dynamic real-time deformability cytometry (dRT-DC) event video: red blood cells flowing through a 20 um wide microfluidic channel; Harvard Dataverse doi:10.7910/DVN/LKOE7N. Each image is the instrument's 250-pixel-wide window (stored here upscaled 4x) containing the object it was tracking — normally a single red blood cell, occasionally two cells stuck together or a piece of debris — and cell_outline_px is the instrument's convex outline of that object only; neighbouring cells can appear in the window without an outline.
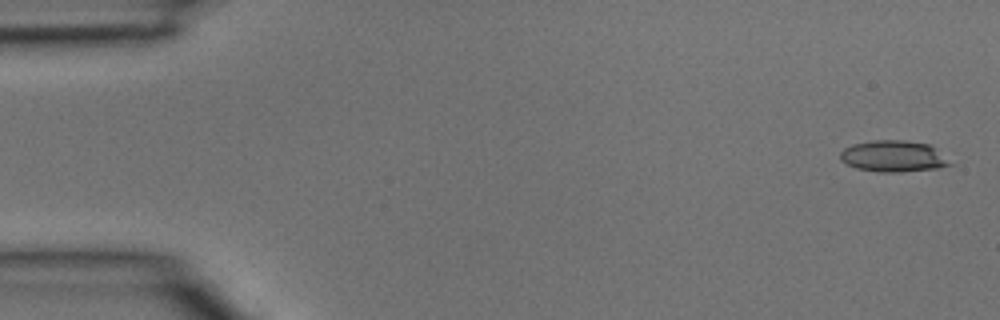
{"species": "common noctule bat (a hibernating species)", "species_latin": "Nyctalus noctula", "temperature_condition": "room temperature", "stored_images_in_passage": 40, "camera_frame_rate_fps": 3000, "um_per_image_px": 0.085, "animal": {"sex": "male", "body_mass_g": 15.6}, "frame": {"image": 1, "passage_image": 1, "time_ms": 0.0, "image_size_px": [1000, 320], "cell_outline_px": [[956, 164], [940, 168], [900, 172], [880, 172], [856, 168], [840, 160], [840, 152], [844, 148], [852, 144], [872, 140], [904, 140], [928, 144], [936, 148]], "centroid_in_image_um": [75.99, 13.28], "position_along_channel_um": 9.0, "area_um2": 20.35}}
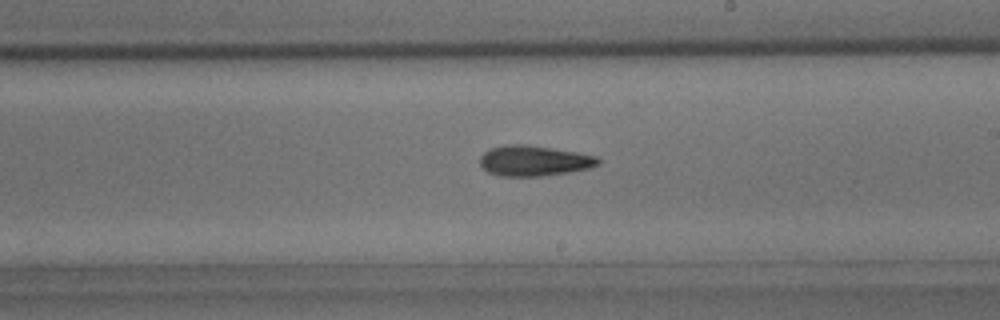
{"frame": {"image": 2, "passage_image": 23, "time_ms": 7.333, "image_size_px": [1000, 320], "cell_outline_px": [[600, 164], [592, 168], [568, 172], [540, 176], [500, 176], [488, 172], [480, 164], [480, 156], [488, 148], [508, 144], [524, 144], [552, 148], [576, 152], [596, 156], [600, 160]], "centroid_in_image_um": [45.38, 13.66], "position_along_channel_um": 243.6, "area_um2": 21.04}}
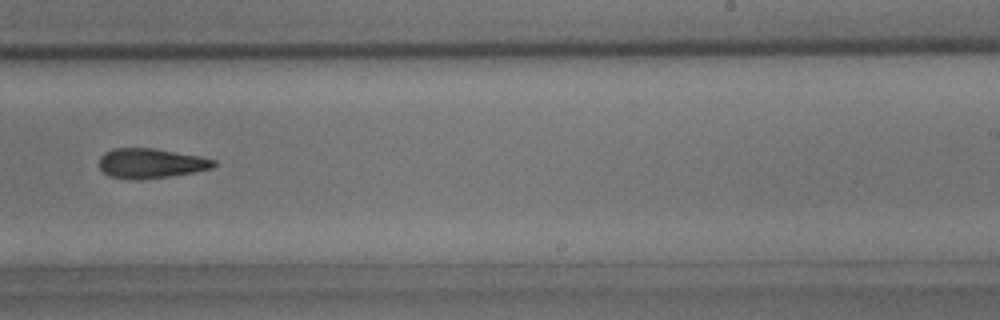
{"frame": {"image": 3, "passage_image": 25, "time_ms": 8.0, "image_size_px": [1000, 320], "cell_outline_px": [[216, 164], [212, 168], [196, 172], [140, 180], [136, 180], [108, 176], [100, 168], [100, 156], [104, 152], [112, 148], [152, 148], [200, 156], [216, 160]], "centroid_in_image_um": [12.81, 13.88], "position_along_channel_um": 276.2, "area_um2": 19.94}}